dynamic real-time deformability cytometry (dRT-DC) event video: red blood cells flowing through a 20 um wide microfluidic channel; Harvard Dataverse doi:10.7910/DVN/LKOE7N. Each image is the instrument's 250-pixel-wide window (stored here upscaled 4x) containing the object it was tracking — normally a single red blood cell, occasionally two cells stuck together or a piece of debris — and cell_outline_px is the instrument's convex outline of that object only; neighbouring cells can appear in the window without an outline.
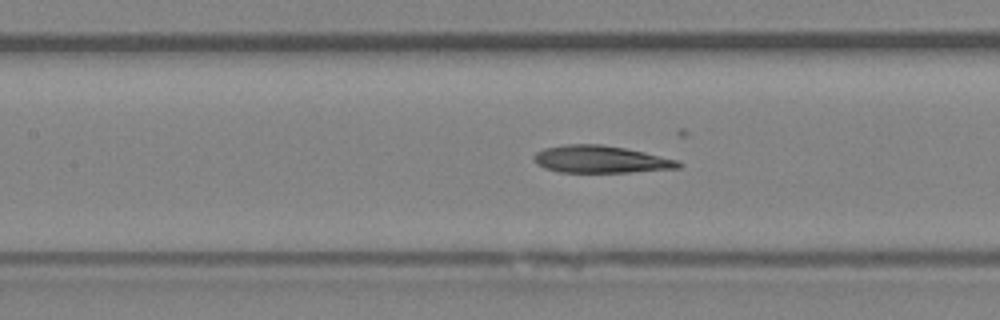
{"species": "Egyptian fruit bat (a non-hibernating species)", "species_latin": "Rousettus aegyptiacus", "temperature_condition": "room temperature", "stored_images_in_passage": 35, "camera_frame_rate_fps": 3000, "um_per_image_px": 0.085, "animal": {"sex": "female"}, "frame": {"image": 1, "passage_image": 6, "time_ms": 1.667, "image_size_px": [1000, 320], "cell_outline_px": [[684, 164], [680, 168], [628, 172], [560, 172], [544, 168], [536, 164], [532, 160], [532, 156], [536, 152], [544, 148], [564, 144], [600, 144], [624, 148], [644, 152], [676, 160]], "centroid_in_image_um": [51.0, 13.54], "position_along_channel_um": 156.4, "area_um2": 23.0}}
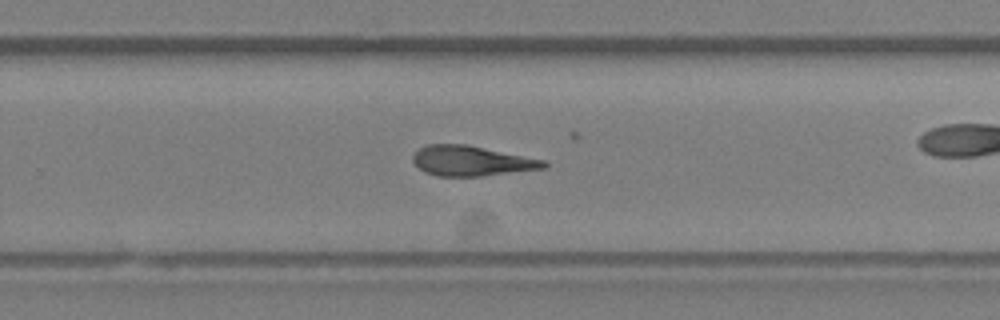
{"frame": {"image": 2, "passage_image": 16, "time_ms": 5.0, "image_size_px": [1000, 320], "cell_outline_px": [[548, 168], [480, 176], [436, 176], [424, 172], [412, 160], [412, 156], [420, 148], [428, 144], [468, 144], [544, 160], [548, 164]], "centroid_in_image_um": [40.09, 13.67], "position_along_channel_um": 289.7, "area_um2": 22.95}, "authors_computed_cell_mechanics": {"area_um2": 23.0622, "velocity_mm_per_s": 4.0103, "shape_relaxation_time_tau1_ms": null, "shape_relaxation_time_tau2_ms": 4.1977, "deformation_change_tau1": null, "deformation_change_tau2": 0.1331}}